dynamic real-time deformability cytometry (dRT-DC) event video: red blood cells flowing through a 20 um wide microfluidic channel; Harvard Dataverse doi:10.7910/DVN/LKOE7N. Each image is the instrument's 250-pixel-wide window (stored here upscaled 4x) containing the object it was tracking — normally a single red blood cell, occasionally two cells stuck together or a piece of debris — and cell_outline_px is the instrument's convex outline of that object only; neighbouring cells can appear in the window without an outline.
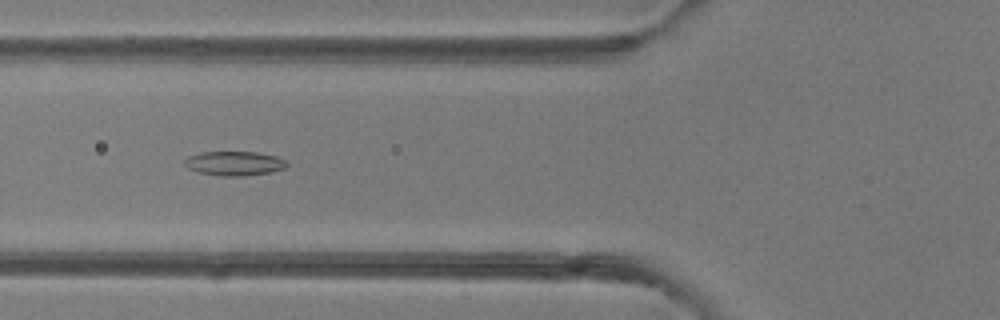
{"species": "common noctule bat (a hibernating species)", "species_latin": "Nyctalus noctula", "temperature_condition": "room temperature", "stored_images_in_passage": 36, "camera_frame_rate_fps": 3000, "um_per_image_px": 0.085, "animal": {"sex": "female"}, "frame": {"image": 1, "passage_image": 6, "time_ms": 1.667, "image_size_px": [1000, 320], "cell_outline_px": [[288, 164], [284, 168], [272, 172], [244, 176], [220, 176], [196, 172], [188, 168], [184, 164], [184, 160], [188, 156], [200, 152], [256, 152], [276, 156], [284, 160]], "centroid_in_image_um": [19.89, 13.89], "position_along_channel_um": 105.9, "area_um2": 14.57}}
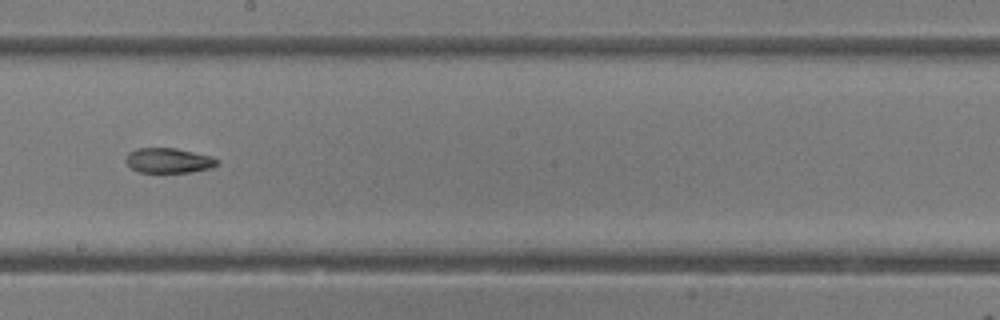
{"frame": {"image": 2, "passage_image": 15, "time_ms": 4.667, "image_size_px": [1000, 320], "cell_outline_px": [[220, 164], [212, 168], [192, 172], [140, 172], [132, 168], [124, 160], [128, 152], [136, 148], [176, 148], [208, 156], [220, 160]], "centroid_in_image_um": [14.33, 13.64], "position_along_channel_um": 233.9, "area_um2": 13.29}}
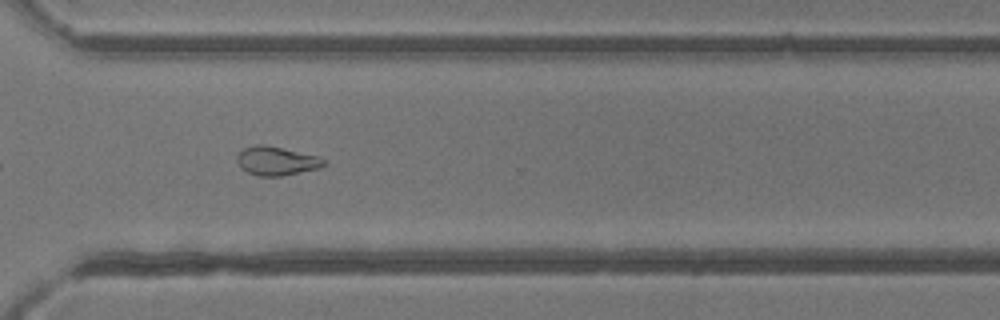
{"frame": {"image": 3, "passage_image": 23, "time_ms": 7.333, "image_size_px": [1000, 320], "cell_outline_px": [[328, 164], [316, 168], [280, 176], [260, 176], [248, 172], [240, 168], [236, 160], [236, 156], [244, 148], [256, 144], [264, 144], [320, 156]], "centroid_in_image_um": [23.47, 13.66], "position_along_channel_um": 347.1, "area_um2": 14.51}, "authors_computed_cell_mechanics": {"area_um2": 14.8257, "velocity_mm_per_s": 4.2571, "shape_relaxation_time_tau1_ms": null, "shape_relaxation_time_tau2_ms": 4.2083, "deformation_change_tau1": null, "deformation_change_tau2": 0.1029}}